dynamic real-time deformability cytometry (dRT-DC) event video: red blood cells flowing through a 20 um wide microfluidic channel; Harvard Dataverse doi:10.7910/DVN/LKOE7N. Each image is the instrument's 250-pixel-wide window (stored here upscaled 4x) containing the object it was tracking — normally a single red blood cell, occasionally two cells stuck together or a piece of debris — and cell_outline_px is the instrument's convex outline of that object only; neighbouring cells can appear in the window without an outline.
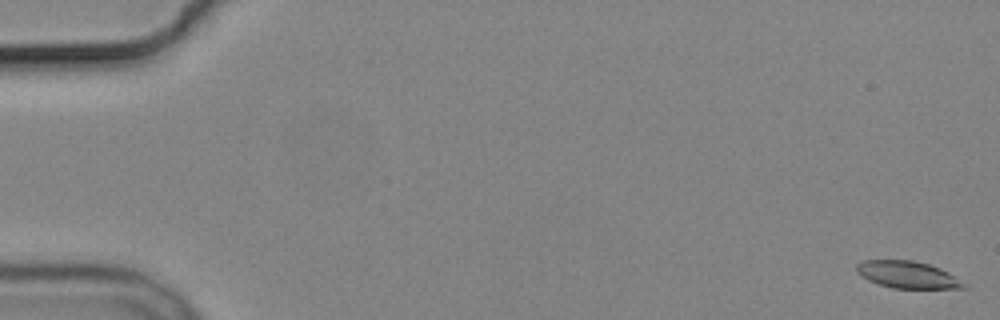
{"species": "common noctule bat (a hibernating species)", "species_latin": "Nyctalus noctula", "temperature_condition": "cold", "stored_images_in_passage": 10, "camera_frame_rate_fps": 3000, "um_per_image_px": 0.085, "animal": {"sex": "male", "body_mass_g": 19.2, "forearm_length_mm": 51.8}, "frame": {"image": 1, "passage_image": 1, "time_ms": 0.0, "image_size_px": [1000, 320], "cell_outline_px": [[968, 288], [892, 288], [868, 280], [860, 276], [856, 272], [856, 264], [864, 260], [912, 260], [928, 264], [940, 268], [948, 272], [968, 284]], "centroid_in_image_um": [77.15, 23.35], "position_along_channel_um": 7.9, "area_um2": 16.94}}
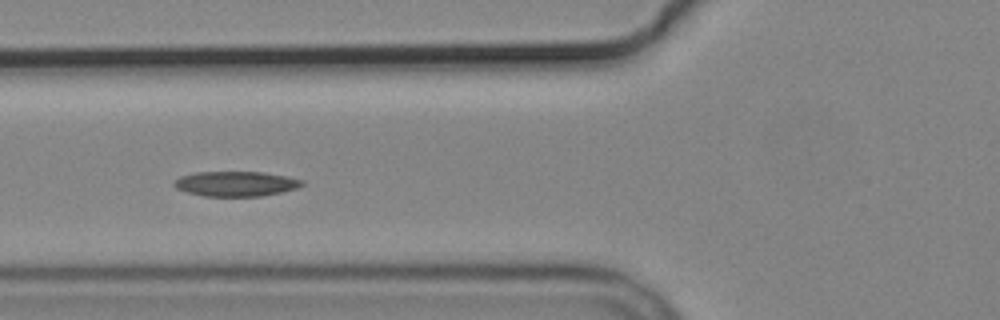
{"frame": {"image": 2, "passage_image": 7, "time_ms": 7.0, "image_size_px": [1000, 320], "cell_outline_px": [[304, 184], [296, 188], [280, 192], [260, 196], [204, 196], [188, 192], [176, 188], [172, 184], [172, 180], [180, 176], [196, 172], [264, 172], [288, 176], [304, 180]], "centroid_in_image_um": [20.03, 15.61], "position_along_channel_um": 105.8, "area_um2": 18.67}}
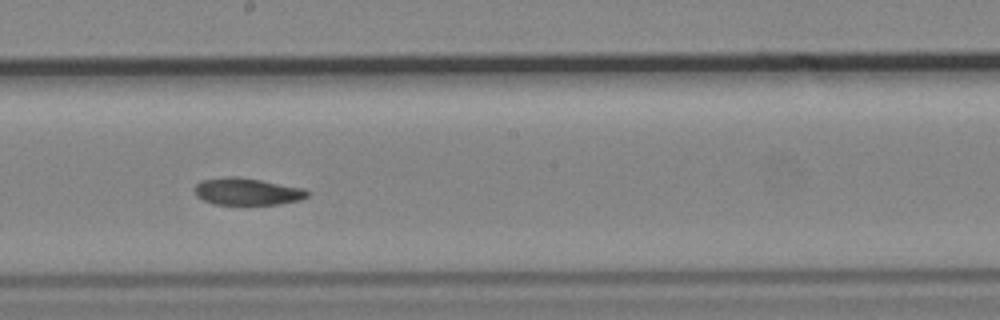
{"frame": {"image": 3, "passage_image": 10, "time_ms": 10.333, "image_size_px": [1000, 320], "cell_outline_px": [[312, 192], [308, 196], [300, 200], [280, 204], [216, 204], [204, 200], [196, 196], [196, 184], [200, 180], [224, 176], [240, 176], [304, 188]], "centroid_in_image_um": [21.04, 16.26], "position_along_channel_um": 227.2, "area_um2": 17.92}}